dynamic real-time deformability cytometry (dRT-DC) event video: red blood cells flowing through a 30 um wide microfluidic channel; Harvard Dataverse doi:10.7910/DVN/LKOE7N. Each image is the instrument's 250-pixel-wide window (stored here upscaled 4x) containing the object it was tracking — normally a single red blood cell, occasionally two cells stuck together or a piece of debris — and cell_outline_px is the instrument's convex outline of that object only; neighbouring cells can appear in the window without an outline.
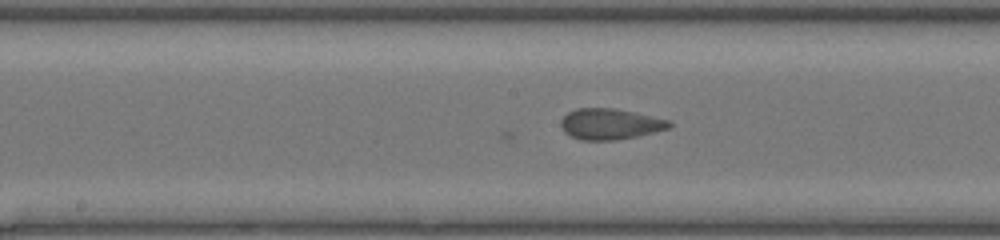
{"species": "common noctule bat (a hibernating species)", "species_latin": "Nyctalus noctula", "temperature_condition": "room temperature", "stored_images_in_passage": 37, "camera_frame_rate_fps": 3000, "um_per_image_px": 0.085, "animal": {"sex": "female", "body_mass_g": 20.0, "forearm_length_mm": 54.0}, "frame": {"image": 1, "passage_image": 13, "time_ms": 4.0, "image_size_px": [1000, 240], "cell_outline_px": [[672, 124], [668, 128], [636, 136], [616, 140], [580, 140], [564, 132], [560, 124], [560, 120], [568, 112], [576, 108], [616, 108], [668, 120]], "centroid_in_image_um": [51.8, 10.53], "position_along_channel_um": 196.4, "area_um2": 19.31}}
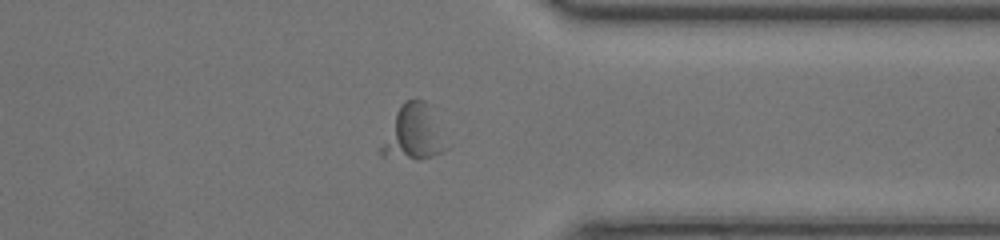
{"frame": {"image": 2, "passage_image": 26, "time_ms": 8.333, "image_size_px": [1000, 240], "cell_outline_px": [[448, 148], [432, 156], [416, 160], [380, 156], [380, 148], [396, 112], [400, 104], [404, 100], [424, 100], [432, 104]], "centroid_in_image_um": [35.18, 11.27], "position_along_channel_um": 376.2, "area_um2": 20.92}}
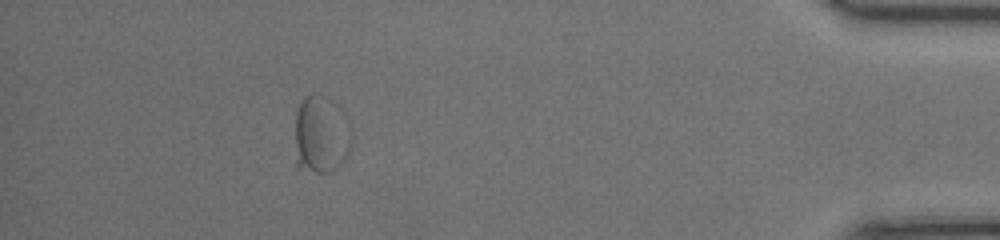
{"frame": {"image": 3, "passage_image": 32, "time_ms": 10.333, "image_size_px": [1000, 240], "cell_outline_px": [[352, 144], [344, 160], [336, 168], [328, 172], [316, 172], [296, 168], [296, 112], [300, 100], [304, 96], [316, 92], [332, 100], [344, 108], [352, 124]], "centroid_in_image_um": [27.34, 11.38], "position_along_channel_um": 407.9, "area_um2": 26.7}}